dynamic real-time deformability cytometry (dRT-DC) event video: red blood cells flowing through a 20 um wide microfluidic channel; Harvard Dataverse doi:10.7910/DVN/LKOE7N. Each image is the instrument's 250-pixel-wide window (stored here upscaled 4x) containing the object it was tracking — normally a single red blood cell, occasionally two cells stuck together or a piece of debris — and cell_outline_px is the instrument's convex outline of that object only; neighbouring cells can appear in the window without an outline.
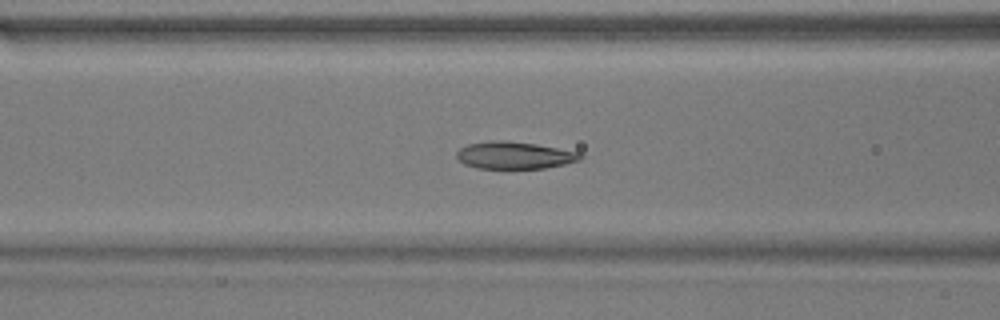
{"species": "common noctule bat (a hibernating species)", "species_latin": "Nyctalus noctula", "temperature_condition": "warm", "stored_images_in_passage": 48, "camera_frame_rate_fps": 3000, "um_per_image_px": 0.085, "animal": {"sex": "male", "body_mass_g": 17.9}, "frame": {"image": 1, "passage_image": 21, "time_ms": 6.667, "image_size_px": [1000, 320], "cell_outline_px": [[584, 156], [580, 160], [564, 164], [544, 168], [476, 168], [464, 164], [456, 156], [456, 152], [460, 148], [468, 144], [488, 140], [508, 140], [536, 144], [580, 152]], "centroid_in_image_um": [43.72, 13.19], "position_along_channel_um": 122.9, "area_um2": 19.71}}
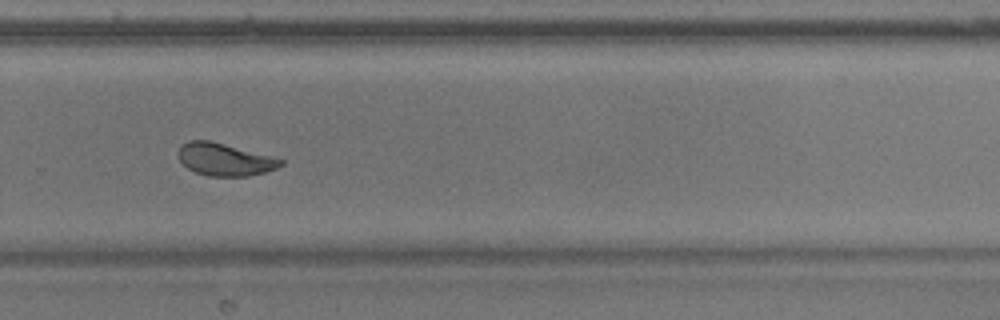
{"frame": {"image": 2, "passage_image": 36, "time_ms": 11.667, "image_size_px": [1000, 320], "cell_outline_px": [[284, 164], [276, 168], [264, 172], [248, 176], [208, 176], [196, 172], [188, 168], [180, 160], [176, 152], [180, 144], [188, 140], [208, 140], [272, 156], [284, 160]], "centroid_in_image_um": [19.07, 13.54], "position_along_channel_um": 310.7, "area_um2": 19.36}}
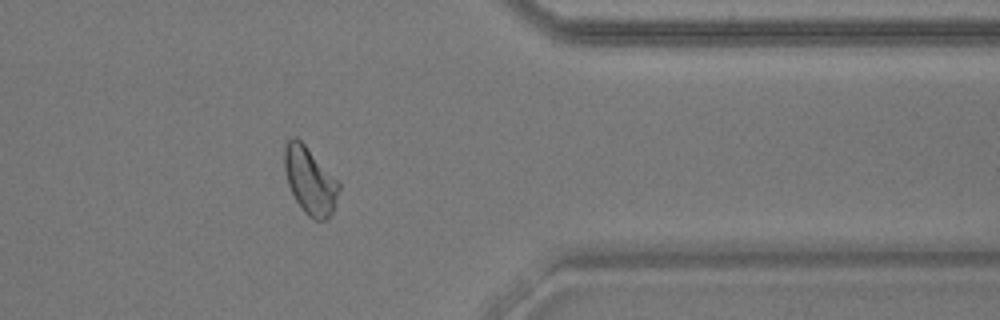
{"frame": {"image": 3, "passage_image": 43, "time_ms": 14.0, "image_size_px": [1000, 320], "cell_outline_px": [[340, 188], [332, 212], [328, 220], [316, 220], [308, 216], [304, 212], [296, 200], [288, 184], [284, 168], [284, 148], [288, 140], [292, 136], [296, 136], [304, 144], [340, 184]], "centroid_in_image_um": [26.33, 15.36], "position_along_channel_um": 385.1, "area_um2": 20.92}}